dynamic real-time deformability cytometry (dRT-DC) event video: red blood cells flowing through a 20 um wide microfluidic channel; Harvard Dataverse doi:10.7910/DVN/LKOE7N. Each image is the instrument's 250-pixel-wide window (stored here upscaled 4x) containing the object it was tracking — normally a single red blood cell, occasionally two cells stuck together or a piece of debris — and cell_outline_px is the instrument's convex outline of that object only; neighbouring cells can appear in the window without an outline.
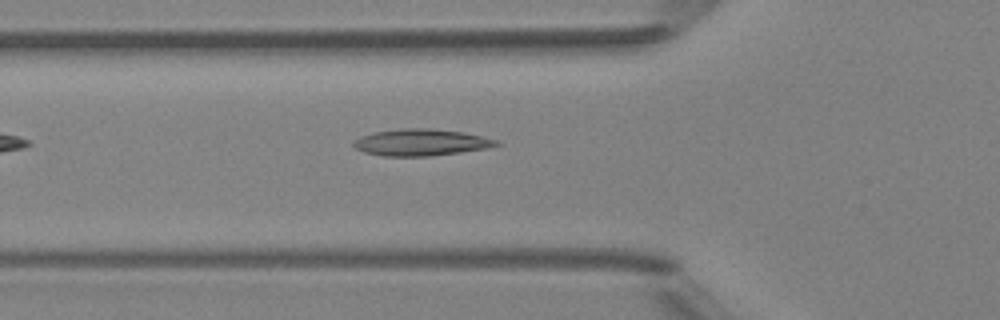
{"species": "Egyptian fruit bat (a non-hibernating species)", "species_latin": "Rousettus aegyptiacus", "temperature_condition": "room temperature", "stored_images_in_passage": 5, "camera_frame_rate_fps": 3000, "um_per_image_px": 0.085, "animal": {"sex": "female"}, "frame": {"image": 1, "passage_image": 5, "time_ms": 4.667, "image_size_px": [1000, 320], "cell_outline_px": [[500, 144], [484, 148], [460, 152], [432, 156], [384, 156], [364, 152], [356, 148], [352, 144], [360, 136], [372, 132], [400, 128], [428, 128], [464, 132], [496, 140]], "centroid_in_image_um": [35.73, 12.1], "position_along_channel_um": 90.1, "area_um2": 22.02}}